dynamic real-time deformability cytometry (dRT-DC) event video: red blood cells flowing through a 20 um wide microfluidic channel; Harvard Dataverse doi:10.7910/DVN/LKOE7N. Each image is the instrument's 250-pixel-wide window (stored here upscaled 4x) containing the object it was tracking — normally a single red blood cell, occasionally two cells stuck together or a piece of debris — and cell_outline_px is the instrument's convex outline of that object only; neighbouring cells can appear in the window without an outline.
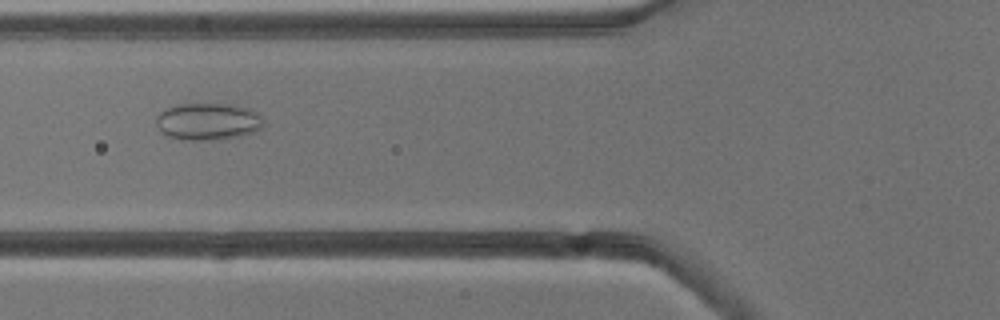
{"species": "common noctule bat (a hibernating species)", "species_latin": "Nyctalus noctula", "temperature_condition": "cold", "stored_images_in_passage": 4, "camera_frame_rate_fps": 3000, "um_per_image_px": 0.085, "animal": {"sex": "male", "body_mass_g": 13.3}, "frame": {"image": 1, "passage_image": 2, "time_ms": 1.0, "image_size_px": [1000, 320], "cell_outline_px": [[264, 124], [260, 128], [252, 132], [240, 136], [208, 140], [192, 140], [168, 136], [160, 132], [156, 124], [156, 116], [160, 112], [176, 104], [228, 104], [248, 108], [256, 112], [260, 116]], "centroid_in_image_um": [17.64, 10.32], "position_along_channel_um": 108.2, "area_um2": 22.95}}
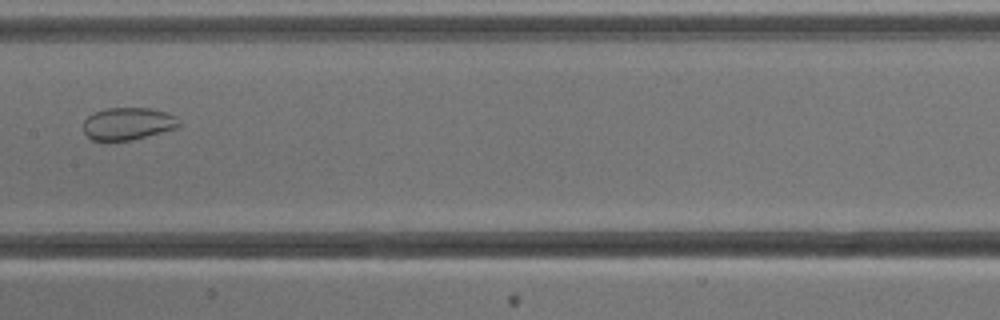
{"frame": {"image": 2, "passage_image": 4, "time_ms": 3.333, "image_size_px": [1000, 320], "cell_outline_px": [[180, 124], [176, 128], [132, 140], [92, 140], [84, 132], [84, 120], [88, 116], [96, 112], [108, 108], [152, 108], [168, 112], [176, 116], [180, 120]], "centroid_in_image_um": [10.91, 10.5], "position_along_channel_um": 196.5, "area_um2": 17.98}}